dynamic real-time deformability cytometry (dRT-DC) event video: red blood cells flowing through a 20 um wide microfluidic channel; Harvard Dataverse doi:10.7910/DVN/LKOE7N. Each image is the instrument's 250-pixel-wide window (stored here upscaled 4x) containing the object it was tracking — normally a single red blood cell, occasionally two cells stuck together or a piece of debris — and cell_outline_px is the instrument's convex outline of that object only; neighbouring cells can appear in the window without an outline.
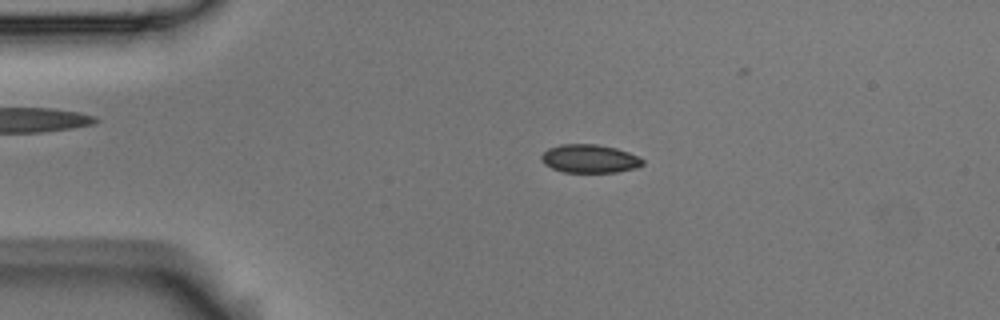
{"species": "Egyptian fruit bat (a non-hibernating species)", "species_latin": "Rousettus aegyptiacus", "temperature_condition": "room temperature", "stored_images_in_passage": 3, "camera_frame_rate_fps": 3000, "um_per_image_px": 0.085, "animal": {"sex": "male"}, "frame": {"image": 1, "passage_image": 2, "time_ms": 0.333, "image_size_px": [1000, 320], "cell_outline_px": [[644, 164], [636, 168], [616, 172], [564, 172], [552, 168], [544, 164], [540, 160], [540, 156], [548, 148], [560, 144], [596, 144], [616, 148], [628, 152], [644, 160]], "centroid_in_image_um": [50.09, 13.48], "position_along_channel_um": 34.9, "area_um2": 16.76}}